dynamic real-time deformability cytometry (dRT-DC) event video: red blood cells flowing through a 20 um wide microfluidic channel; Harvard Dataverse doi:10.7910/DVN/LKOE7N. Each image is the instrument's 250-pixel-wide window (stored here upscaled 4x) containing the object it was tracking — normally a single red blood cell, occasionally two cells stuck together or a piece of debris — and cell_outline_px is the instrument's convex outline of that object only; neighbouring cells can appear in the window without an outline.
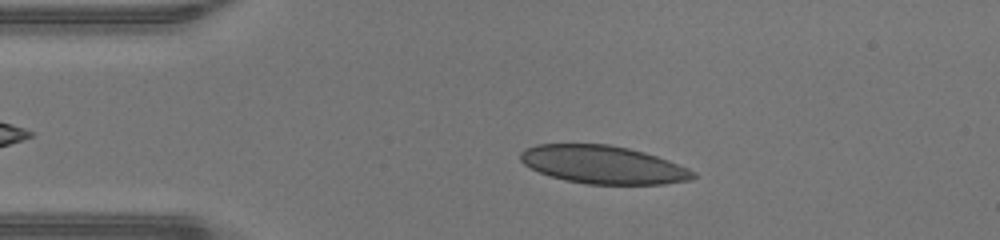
{"species": "human", "species_latin": "Homo sapiens", "temperature_condition": "warm", "stored_images_in_passage": 45, "camera_frame_rate_fps": 3000, "um_per_image_px": 0.085, "donor": {"sex": "male"}, "frame": {"image": 1, "passage_image": 8, "time_ms": 2.333, "image_size_px": [1000, 240], "cell_outline_px": [[696, 176], [688, 180], [664, 184], [588, 184], [564, 180], [540, 172], [524, 164], [520, 160], [520, 152], [524, 148], [536, 144], [608, 144], [628, 148], [644, 152], [668, 160], [688, 168], [696, 172]], "centroid_in_image_um": [51.25, 13.99], "position_along_channel_um": 33.8, "area_um2": 38.15}}
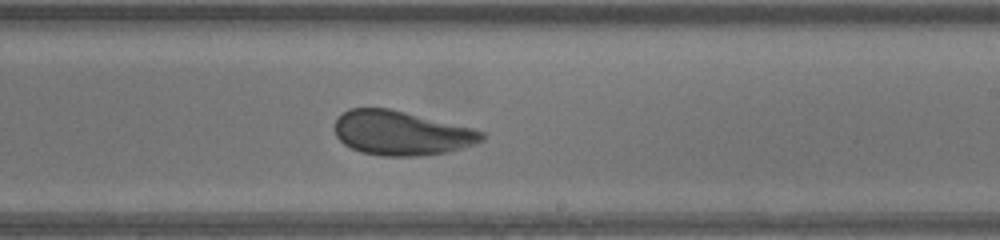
{"frame": {"image": 2, "passage_image": 26, "time_ms": 8.333, "image_size_px": [1000, 240], "cell_outline_px": [[488, 136], [484, 140], [476, 144], [448, 152], [420, 156], [384, 156], [360, 152], [344, 144], [336, 136], [336, 120], [344, 112], [352, 108], [388, 108], [472, 128], [484, 132]], "centroid_in_image_um": [34.16, 11.32], "position_along_channel_um": 254.8, "area_um2": 37.86}}
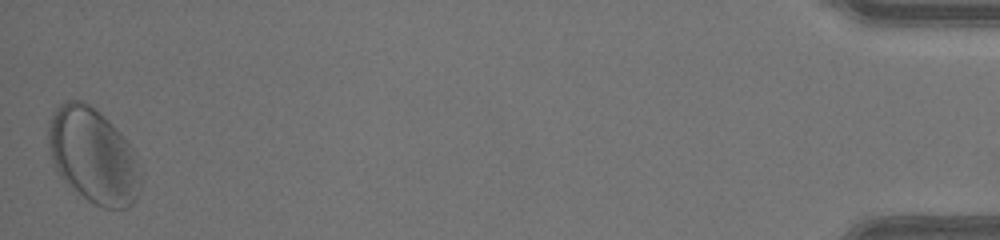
{"frame": {"image": 3, "passage_image": 45, "time_ms": 14.667, "image_size_px": [1000, 240], "cell_outline_px": [[144, 180], [140, 192], [136, 200], [128, 208], [104, 208], [88, 200], [64, 180], [56, 172], [52, 164], [48, 144], [48, 124], [56, 108], [60, 104], [68, 100], [80, 100], [88, 104], [100, 112], [112, 124], [132, 148], [144, 172]], "centroid_in_image_um": [7.96, 13.26], "position_along_channel_um": 427.2, "area_um2": 51.56}, "authors_computed_cell_mechanics": {"area_um2": 39.3618, "velocity_mm_per_s": 4.3378, "shape_relaxation_time_tau1_ms": 2.592, "shape_relaxation_time_tau2_ms": 0.8776, "deformation_change_tau1": 0.1105, "deformation_change_tau2": 0.0526}}